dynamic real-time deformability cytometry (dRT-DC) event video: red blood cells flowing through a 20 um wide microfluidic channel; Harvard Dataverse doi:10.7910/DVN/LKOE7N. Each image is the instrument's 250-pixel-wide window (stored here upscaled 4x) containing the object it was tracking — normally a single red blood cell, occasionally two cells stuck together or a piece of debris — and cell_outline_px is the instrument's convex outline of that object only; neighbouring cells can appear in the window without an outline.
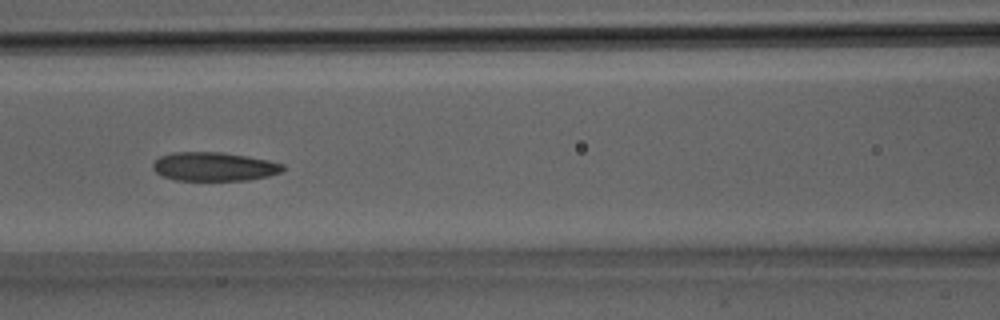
{"species": "Egyptian fruit bat (a non-hibernating species)", "species_latin": "Rousettus aegyptiacus", "temperature_condition": "room temperature", "stored_images_in_passage": 32, "camera_frame_rate_fps": 3000, "um_per_image_px": 0.085, "animal": {"sex": "male"}, "frame": {"image": 1, "passage_image": 14, "time_ms": 4.333, "image_size_px": [1000, 320], "cell_outline_px": [[284, 168], [280, 172], [268, 176], [248, 180], [176, 180], [160, 176], [152, 168], [152, 164], [160, 156], [172, 152], [224, 152], [248, 156], [268, 160], [284, 164]], "centroid_in_image_um": [18.17, 14.15], "position_along_channel_um": 148.4, "area_um2": 21.91}}
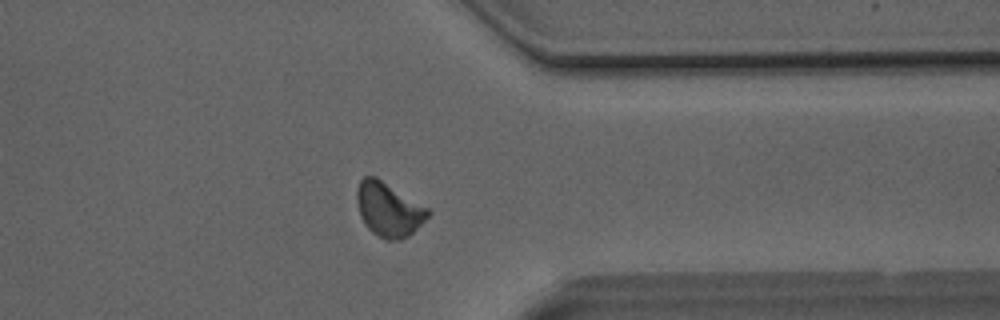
{"frame": {"image": 2, "passage_image": 25, "time_ms": 8.0, "image_size_px": [1000, 320], "cell_outline_px": [[432, 212], [408, 236], [400, 240], [384, 240], [372, 232], [368, 228], [360, 216], [356, 200], [356, 192], [360, 180], [364, 176], [376, 176], [428, 208]], "centroid_in_image_um": [33.01, 17.8], "position_along_channel_um": 378.4, "area_um2": 22.31}}
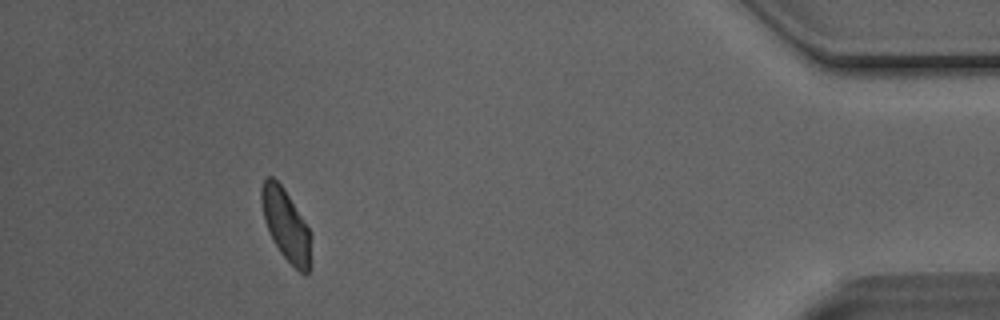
{"frame": {"image": 3, "passage_image": 29, "time_ms": 9.333, "image_size_px": [1000, 320], "cell_outline_px": [[312, 264], [308, 272], [304, 276], [280, 252], [264, 220], [260, 200], [260, 188], [264, 180], [268, 176], [272, 176], [284, 188], [308, 228], [312, 236]], "centroid_in_image_um": [24.34, 19.14], "position_along_channel_um": 410.9, "area_um2": 20.69}}